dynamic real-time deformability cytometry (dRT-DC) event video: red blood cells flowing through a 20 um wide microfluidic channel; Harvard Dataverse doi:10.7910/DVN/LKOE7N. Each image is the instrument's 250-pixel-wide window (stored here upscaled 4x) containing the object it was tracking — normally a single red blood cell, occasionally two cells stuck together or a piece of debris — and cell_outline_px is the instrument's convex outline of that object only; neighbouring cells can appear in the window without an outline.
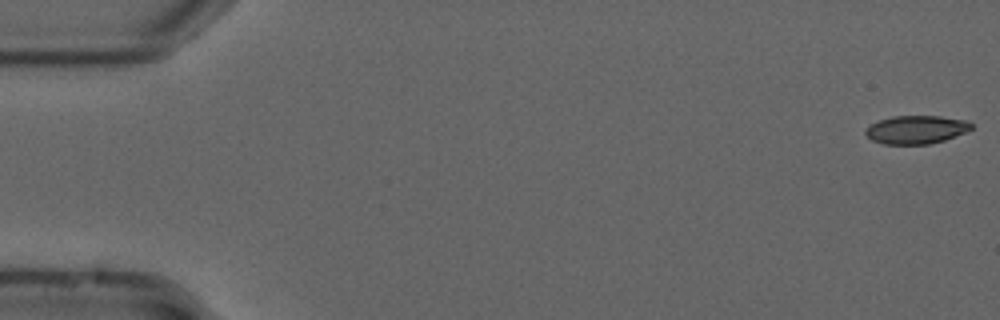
{"species": "common noctule bat (a hibernating species)", "species_latin": "Nyctalus noctula", "temperature_condition": "cold", "stored_images_in_passage": 8, "camera_frame_rate_fps": 3000, "um_per_image_px": 0.085, "animal": {"sex": "male", "forearm_length_mm": 52.5}, "frame": {"image": 1, "passage_image": 1, "time_ms": 0.0, "image_size_px": [1000, 320], "cell_outline_px": [[972, 128], [964, 132], [944, 140], [928, 144], [884, 144], [872, 140], [864, 132], [872, 124], [880, 120], [892, 116], [940, 116], [968, 120], [972, 124]], "centroid_in_image_um": [77.89, 11.01], "position_along_channel_um": 7.1, "area_um2": 17.22}}